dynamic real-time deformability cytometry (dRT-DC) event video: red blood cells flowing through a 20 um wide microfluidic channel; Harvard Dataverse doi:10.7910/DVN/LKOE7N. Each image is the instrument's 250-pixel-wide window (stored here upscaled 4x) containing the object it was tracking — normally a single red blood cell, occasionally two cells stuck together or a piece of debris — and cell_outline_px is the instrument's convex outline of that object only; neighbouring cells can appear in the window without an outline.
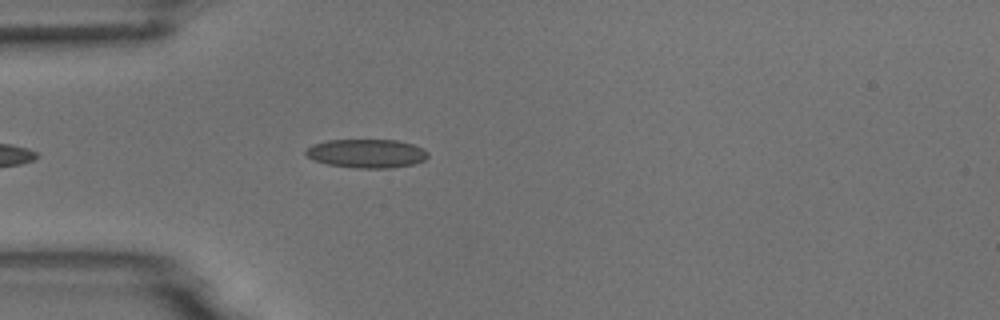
{"species": "common noctule bat (a hibernating species)", "species_latin": "Nyctalus noctula", "temperature_condition": "room temperature", "stored_images_in_passage": 25, "camera_frame_rate_fps": 3000, "um_per_image_px": 0.085, "animal": {"sex": "male", "body_mass_g": 18.8}, "frame": {"image": 1, "passage_image": 1, "time_ms": 0.0, "image_size_px": [1000, 320], "cell_outline_px": [[428, 156], [424, 160], [412, 164], [388, 168], [356, 168], [328, 164], [312, 160], [304, 152], [304, 148], [312, 144], [328, 140], [396, 140], [412, 144], [424, 148], [428, 152]], "centroid_in_image_um": [31.13, 13.04], "position_along_channel_um": 53.9, "area_um2": 20.52}}
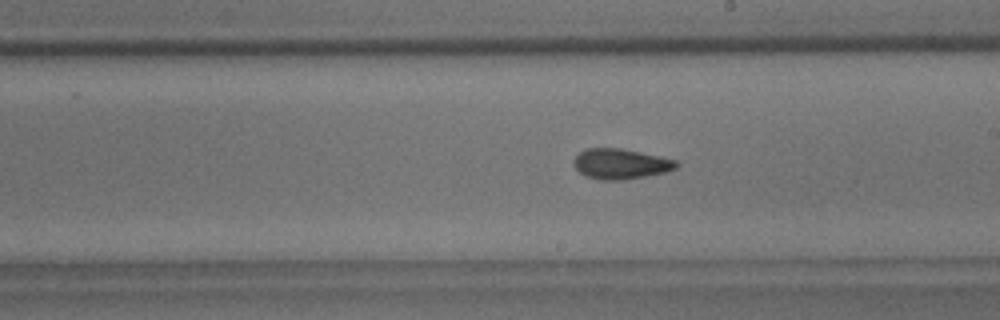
{"frame": {"image": 2, "passage_image": 13, "time_ms": 4.0, "image_size_px": [1000, 320], "cell_outline_px": [[680, 164], [676, 168], [664, 172], [644, 176], [620, 180], [600, 180], [584, 176], [576, 168], [572, 160], [584, 148], [620, 148], [660, 156], [676, 160]], "centroid_in_image_um": [52.73, 13.92], "position_along_channel_um": 236.3, "area_um2": 18.09}}
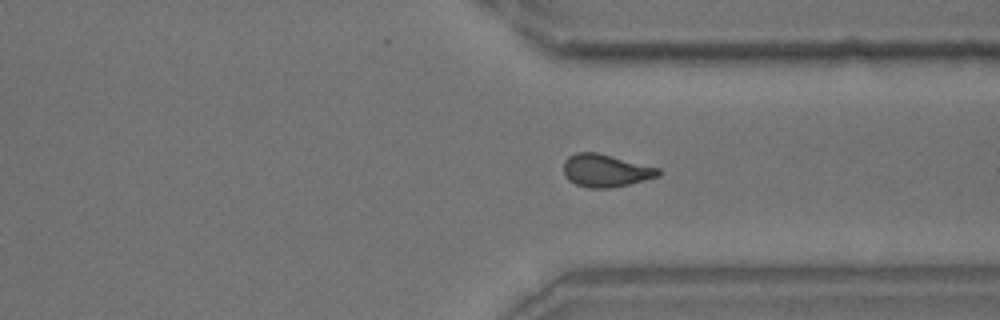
{"frame": {"image": 3, "passage_image": 23, "time_ms": 7.333, "image_size_px": [1000, 320], "cell_outline_px": [[660, 176], [628, 184], [608, 188], [592, 188], [576, 184], [568, 180], [564, 176], [564, 160], [568, 156], [576, 152], [596, 152], [660, 168]], "centroid_in_image_um": [51.46, 14.49], "position_along_channel_um": 359.9, "area_um2": 17.98}}